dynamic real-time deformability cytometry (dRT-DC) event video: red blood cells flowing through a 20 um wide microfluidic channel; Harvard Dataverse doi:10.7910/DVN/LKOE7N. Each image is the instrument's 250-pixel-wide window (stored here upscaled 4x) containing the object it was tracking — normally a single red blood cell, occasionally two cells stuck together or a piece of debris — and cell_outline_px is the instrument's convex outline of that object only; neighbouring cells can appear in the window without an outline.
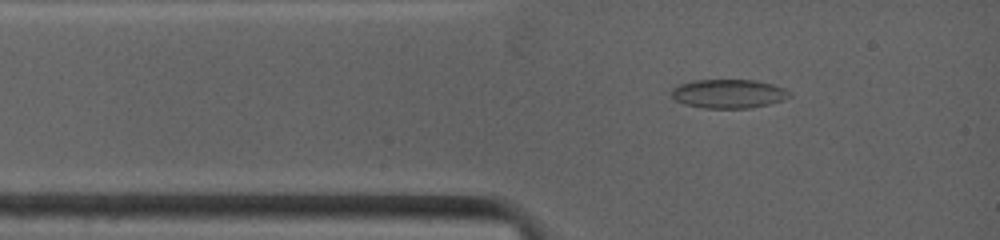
{"species": "common noctule bat (a hibernating species)", "species_latin": "Nyctalus noctula", "temperature_condition": "warm", "stored_images_in_passage": 55, "camera_frame_rate_fps": 4500, "um_per_image_px": 0.085, "animal": {"sex": "female", "body_mass_g": 19.0, "forearm_length_mm": 53.3}, "frame": {"image": 1, "passage_image": 5, "time_ms": 0.889, "image_size_px": [1000, 240], "cell_outline_px": [[792, 96], [768, 104], [748, 108], [704, 108], [684, 104], [676, 100], [672, 96], [672, 88], [680, 84], [692, 80], [756, 80], [772, 84], [784, 88], [792, 92]], "centroid_in_image_um": [61.93, 7.96], "position_along_channel_um": 23.1, "area_um2": 19.83}}
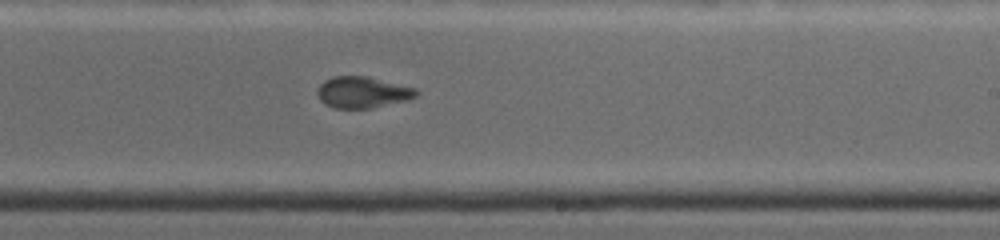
{"frame": {"image": 2, "passage_image": 27, "time_ms": 7.111, "image_size_px": [1000, 240], "cell_outline_px": [[420, 92], [416, 96], [404, 100], [372, 108], [332, 108], [324, 104], [320, 100], [316, 92], [316, 88], [324, 80], [332, 76], [368, 76], [416, 88]], "centroid_in_image_um": [30.77, 7.83], "position_along_channel_um": 258.2, "area_um2": 18.15}}
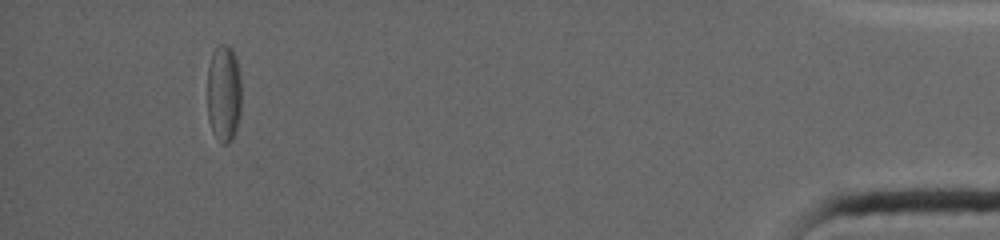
{"frame": {"image": 3, "passage_image": 48, "time_ms": 13.556, "image_size_px": [1000, 240], "cell_outline_px": [[240, 112], [236, 128], [232, 140], [228, 144], [220, 144], [212, 132], [208, 120], [208, 68], [212, 52], [220, 44], [228, 44], [232, 48], [236, 60], [240, 80]], "centroid_in_image_um": [19.01, 7.96], "position_along_channel_um": 416.2, "area_um2": 19.42}, "authors_computed_cell_mechanics": {"area_um2": 18.9584, "velocity_mm_per_s": 3.9596, "shape_relaxation_time_tau1_ms": null, "shape_relaxation_time_tau2_ms": 1.4714, "deformation_change_tau1": null, "deformation_change_tau2": 0.0584}}